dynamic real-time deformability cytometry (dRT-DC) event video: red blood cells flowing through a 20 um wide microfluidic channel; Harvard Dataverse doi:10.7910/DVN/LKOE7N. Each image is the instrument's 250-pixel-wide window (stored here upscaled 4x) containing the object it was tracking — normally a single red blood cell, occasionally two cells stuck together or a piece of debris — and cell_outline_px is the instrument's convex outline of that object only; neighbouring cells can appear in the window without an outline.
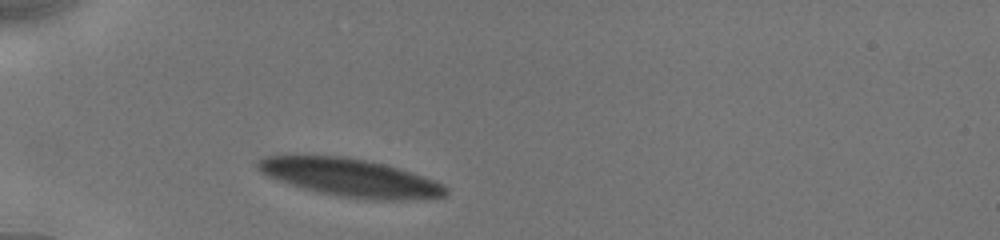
{"species": "human", "species_latin": "Homo sapiens", "temperature_condition": "cold", "stored_images_in_passage": 10, "camera_frame_rate_fps": 3000, "um_per_image_px": 0.085, "donor": {"sex": "male"}, "frame": {"image": 1, "passage_image": 1, "time_ms": 0.0, "image_size_px": [1000, 240], "cell_outline_px": [[448, 192], [444, 196], [400, 200], [372, 200], [340, 196], [320, 192], [304, 188], [268, 176], [260, 172], [256, 164], [264, 156], [344, 156], [384, 164], [400, 168], [444, 184], [448, 188]], "centroid_in_image_um": [29.81, 15.1], "position_along_channel_um": 55.2, "area_um2": 40.86}}
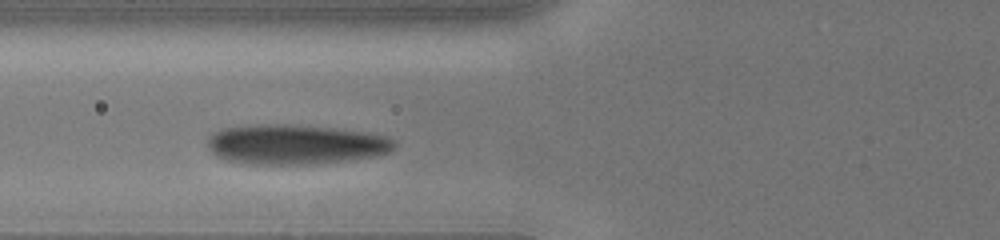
{"frame": {"image": 2, "passage_image": 5, "time_ms": 1.667, "image_size_px": [1000, 240], "cell_outline_px": [[396, 148], [388, 152], [372, 156], [348, 160], [320, 164], [244, 164], [228, 160], [216, 156], [208, 148], [208, 136], [212, 132], [220, 128], [256, 124], [288, 124], [332, 128], [368, 132], [384, 136], [392, 140], [396, 144]], "centroid_in_image_um": [25.05, 12.27], "position_along_channel_um": 100.8, "area_um2": 43.64}}
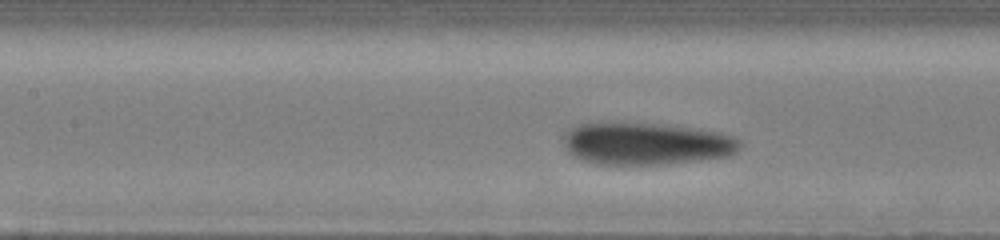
{"frame": {"image": 3, "passage_image": 9, "time_ms": 3.0, "image_size_px": [1000, 240], "cell_outline_px": [[740, 144], [736, 152], [728, 156], [700, 160], [664, 164], [596, 164], [580, 160], [572, 156], [568, 152], [564, 144], [564, 132], [580, 124], [656, 124], [700, 128], [720, 132], [732, 136], [740, 140]], "centroid_in_image_um": [54.94, 12.23], "position_along_channel_um": 152.5, "area_um2": 43.12}}